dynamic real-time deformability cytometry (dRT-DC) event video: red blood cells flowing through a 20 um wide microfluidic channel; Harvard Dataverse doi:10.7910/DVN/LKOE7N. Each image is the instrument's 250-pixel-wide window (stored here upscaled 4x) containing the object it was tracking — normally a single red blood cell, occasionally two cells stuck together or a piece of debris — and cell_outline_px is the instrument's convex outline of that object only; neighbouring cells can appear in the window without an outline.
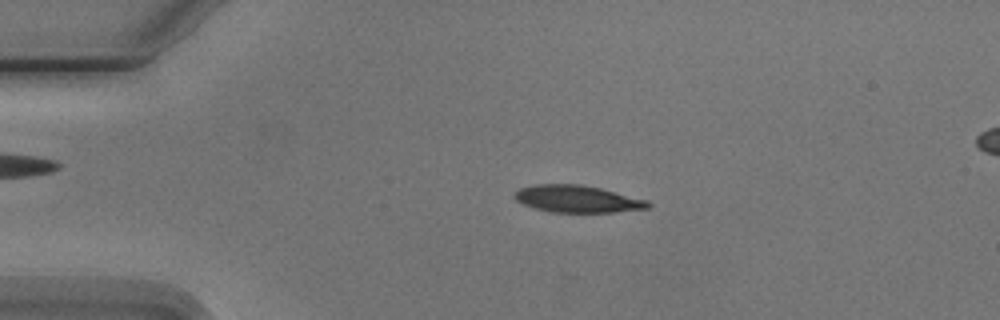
{"species": "Egyptian fruit bat (a non-hibernating species)", "species_latin": "Rousettus aegyptiacus", "temperature_condition": "cold", "stored_images_in_passage": 5, "segment_of_instrument_passage": [1, 2], "camera_frame_rate_fps": 3000, "um_per_image_px": 0.085, "animal": {"sex": "male"}, "frame": {"image": 1, "passage_image": 3, "time_ms": 2.333, "image_size_px": [1000, 320], "cell_outline_px": [[652, 204], [648, 208], [616, 212], [552, 212], [536, 208], [524, 204], [516, 200], [512, 196], [520, 188], [536, 184], [580, 184], [600, 188], [648, 200]], "centroid_in_image_um": [49.09, 16.9], "position_along_channel_um": 35.9, "area_um2": 20.98}}